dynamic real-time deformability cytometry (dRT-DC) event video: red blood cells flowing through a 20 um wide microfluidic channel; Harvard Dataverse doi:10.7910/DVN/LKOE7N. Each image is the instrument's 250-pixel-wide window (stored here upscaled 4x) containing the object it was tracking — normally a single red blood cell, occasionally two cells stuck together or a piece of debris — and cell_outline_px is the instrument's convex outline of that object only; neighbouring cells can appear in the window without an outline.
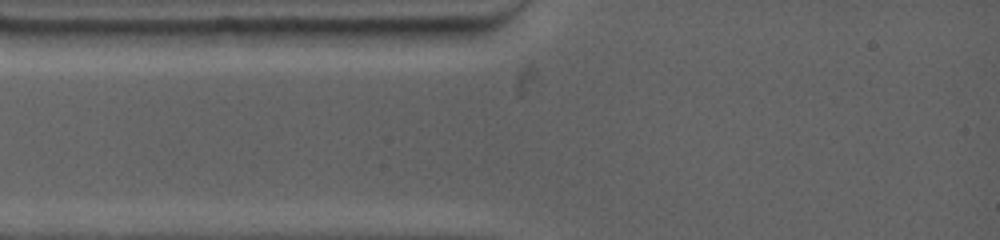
{"species": "common noctule bat (a hibernating species)", "species_latin": "Nyctalus noctula", "temperature_condition": "warm", "stored_images_in_passage": 1, "camera_frame_rate_fps": 4500, "um_per_image_px": 0.085, "animal": {"sex": "female", "body_mass_g": 19.0, "forearm_length_mm": 53.3}, "frame": {"image": 1, "passage_image": 1, "time_ms": 0.0, "image_size_px": [1000, 240], "cell_outline_px": [[292, 28], [288, 44], [252, 48], [204, 52], [196, 32], [216, 28]], "centroid_in_image_um": [20.6, 3.25], "position_along_channel_um": 64.4, "area_um2": 13.06}}